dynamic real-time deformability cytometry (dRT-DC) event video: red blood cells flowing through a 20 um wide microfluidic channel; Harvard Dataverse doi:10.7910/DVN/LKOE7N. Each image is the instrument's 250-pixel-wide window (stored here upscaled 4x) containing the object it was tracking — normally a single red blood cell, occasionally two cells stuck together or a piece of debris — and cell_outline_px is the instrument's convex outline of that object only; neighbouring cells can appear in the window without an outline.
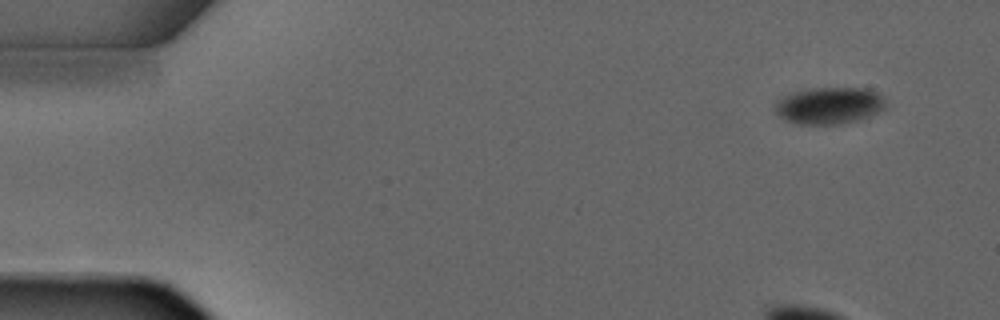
{"species": "common noctule bat (a hibernating species)", "species_latin": "Nyctalus noctula", "temperature_condition": "warm", "stored_images_in_passage": 4, "camera_frame_rate_fps": 3000, "um_per_image_px": 0.085, "animal": {"sex": "male", "forearm_length_mm": 52.5}, "frame": {"image": 1, "passage_image": 1, "time_ms": 0.0, "image_size_px": [1000, 320], "cell_outline_px": [[884, 108], [868, 116], [844, 124], [800, 124], [784, 120], [776, 112], [776, 100], [792, 92], [812, 88], [864, 88], [876, 92], [884, 100]], "centroid_in_image_um": [70.44, 8.97], "position_along_channel_um": 14.6, "area_um2": 23.47}}